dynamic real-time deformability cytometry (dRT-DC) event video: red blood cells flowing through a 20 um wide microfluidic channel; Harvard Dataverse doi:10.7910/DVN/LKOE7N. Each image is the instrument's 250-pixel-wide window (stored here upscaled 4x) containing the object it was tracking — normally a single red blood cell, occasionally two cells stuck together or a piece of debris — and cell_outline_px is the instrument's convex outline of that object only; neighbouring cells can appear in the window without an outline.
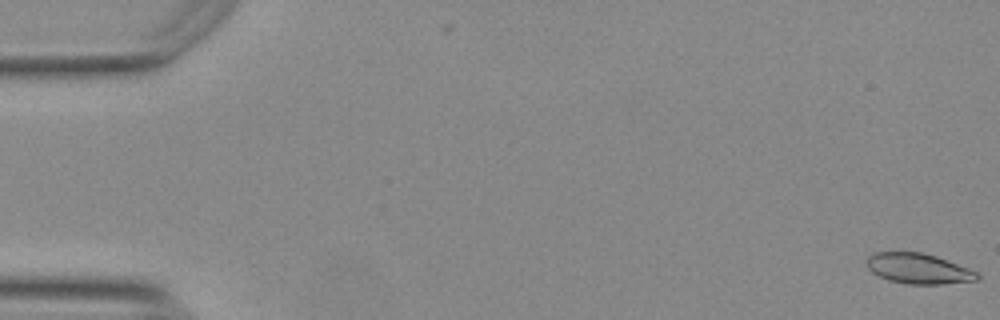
{"species": "Egyptian fruit bat (a non-hibernating species)", "species_latin": "Rousettus aegyptiacus", "temperature_condition": "warm", "stored_images_in_passage": 55, "camera_frame_rate_fps": 3000, "um_per_image_px": 0.085, "animal": {"sex": "female"}, "frame": {"image": 1, "passage_image": 1, "time_ms": 0.0, "image_size_px": [1000, 320], "cell_outline_px": [[980, 276], [976, 280], [940, 284], [908, 284], [888, 280], [872, 272], [868, 268], [864, 260], [872, 252], [924, 252], [936, 256], [980, 272]], "centroid_in_image_um": [78.05, 22.82], "position_along_channel_um": 7.0, "area_um2": 19.71}}
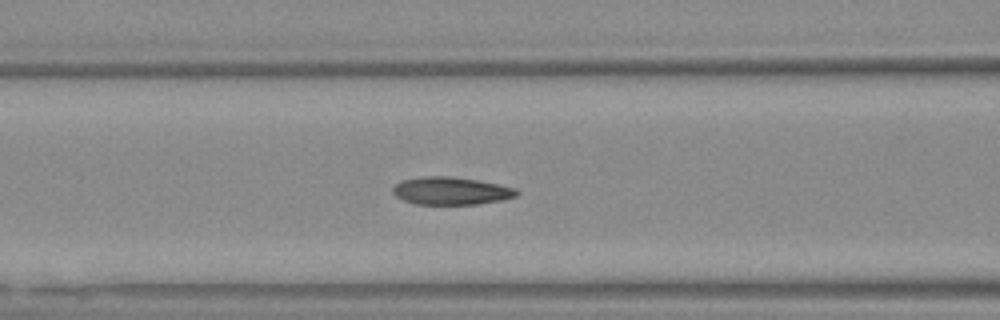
{"frame": {"image": 2, "passage_image": 23, "time_ms": 7.333, "image_size_px": [1000, 320], "cell_outline_px": [[520, 192], [516, 196], [504, 200], [476, 204], [416, 204], [404, 200], [396, 196], [392, 192], [392, 188], [400, 180], [424, 176], [448, 176], [476, 180], [516, 188]], "centroid_in_image_um": [38.33, 16.22], "position_along_channel_um": 128.3, "area_um2": 19.94}}
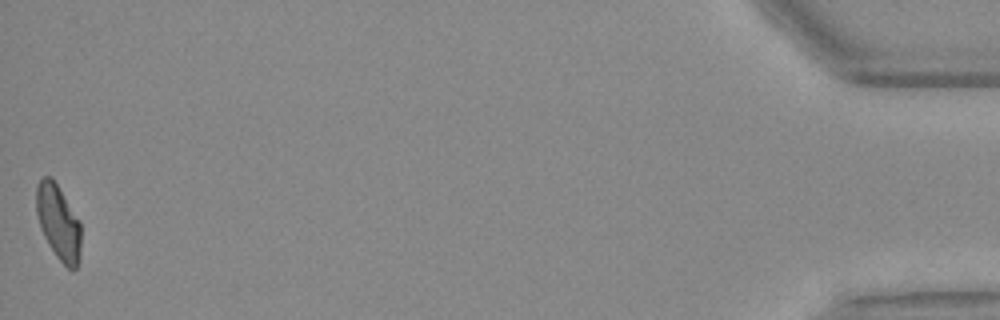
{"frame": {"image": 3, "passage_image": 55, "time_ms": 18.0, "image_size_px": [1000, 320], "cell_outline_px": [[80, 256], [76, 268], [72, 272], [56, 256], [48, 244], [40, 228], [36, 212], [36, 184], [44, 176], [52, 176], [80, 220]], "centroid_in_image_um": [4.96, 18.88], "position_along_channel_um": 430.2, "area_um2": 19.71}, "authors_computed_cell_mechanics": {"area_um2": 19.941, "velocity_mm_per_s": 3.7507, "shape_relaxation_time_tau1_ms": 6.4811, "shape_relaxation_time_tau2_ms": 2.0302, "deformation_change_tau1": 0.1714, "deformation_change_tau2": 0.0783}}